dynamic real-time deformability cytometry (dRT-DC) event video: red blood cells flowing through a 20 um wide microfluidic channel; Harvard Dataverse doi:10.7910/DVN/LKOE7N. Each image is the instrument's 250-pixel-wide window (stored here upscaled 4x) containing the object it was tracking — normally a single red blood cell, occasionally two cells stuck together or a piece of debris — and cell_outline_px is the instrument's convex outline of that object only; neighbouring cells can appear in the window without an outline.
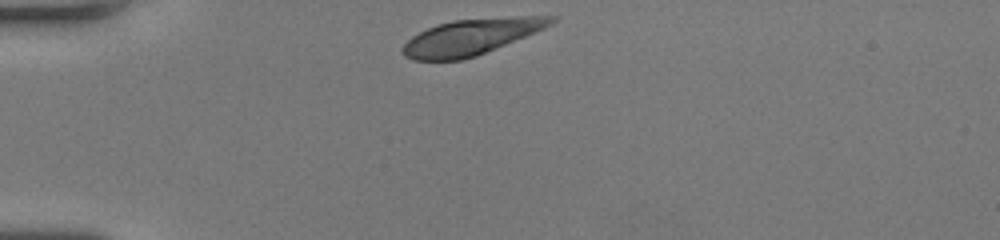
{"species": "human", "species_latin": "Homo sapiens", "temperature_condition": "room temperature", "stored_images_in_passage": 30, "camera_frame_rate_fps": 3000, "um_per_image_px": 0.085, "donor": {"sex": "female"}, "frame": {"image": 1, "passage_image": 1, "time_ms": 0.0, "image_size_px": [1000, 240], "cell_outline_px": [[560, 16], [552, 24], [544, 28], [476, 56], [460, 60], [412, 60], [404, 56], [404, 44], [412, 36], [436, 24], [452, 20], [516, 16]], "centroid_in_image_um": [40.05, 3.12], "position_along_channel_um": 45.0, "area_um2": 30.69}}
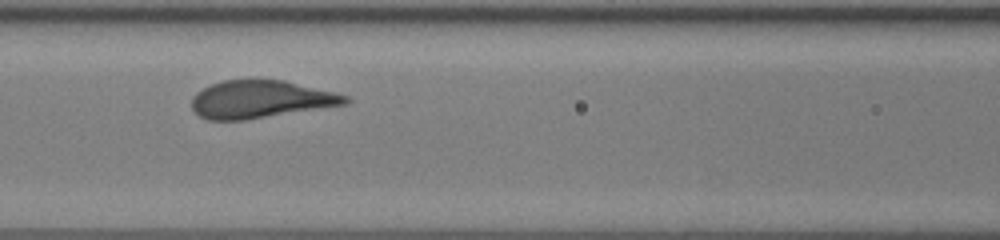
{"frame": {"image": 2, "passage_image": 11, "time_ms": 3.333, "image_size_px": [1000, 240], "cell_outline_px": [[352, 100], [348, 104], [244, 120], [208, 120], [200, 116], [192, 108], [192, 96], [196, 92], [212, 84], [224, 80], [284, 80], [348, 96]], "centroid_in_image_um": [22.15, 8.45], "position_along_channel_um": 144.5, "area_um2": 33.41}}
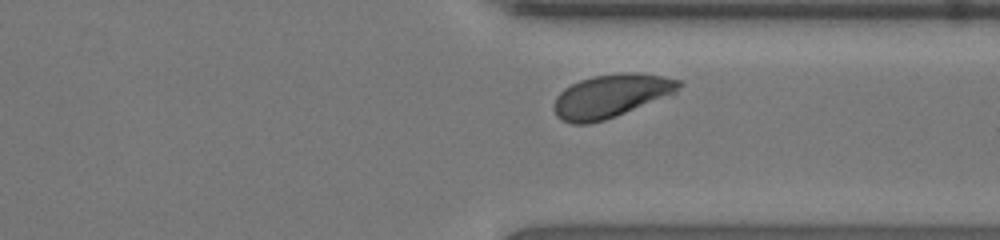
{"frame": {"image": 3, "passage_image": 27, "time_ms": 8.667, "image_size_px": [1000, 240], "cell_outline_px": [[684, 84], [672, 96], [604, 120], [588, 124], [572, 124], [560, 120], [556, 116], [552, 108], [552, 104], [556, 96], [564, 88], [580, 80], [592, 76], [620, 72], [640, 72], [664, 76], [684, 80]], "centroid_in_image_um": [51.98, 8.14], "position_along_channel_um": 359.4, "area_um2": 32.37}, "authors_computed_cell_mechanics": {"area_um2": 33.235, "velocity_mm_per_s": 4.0095, "shape_relaxation_time_tau1_ms": 3.1175, "shape_relaxation_time_tau2_ms": null, "deformation_change_tau1": 0.1509, "deformation_change_tau2": null}}